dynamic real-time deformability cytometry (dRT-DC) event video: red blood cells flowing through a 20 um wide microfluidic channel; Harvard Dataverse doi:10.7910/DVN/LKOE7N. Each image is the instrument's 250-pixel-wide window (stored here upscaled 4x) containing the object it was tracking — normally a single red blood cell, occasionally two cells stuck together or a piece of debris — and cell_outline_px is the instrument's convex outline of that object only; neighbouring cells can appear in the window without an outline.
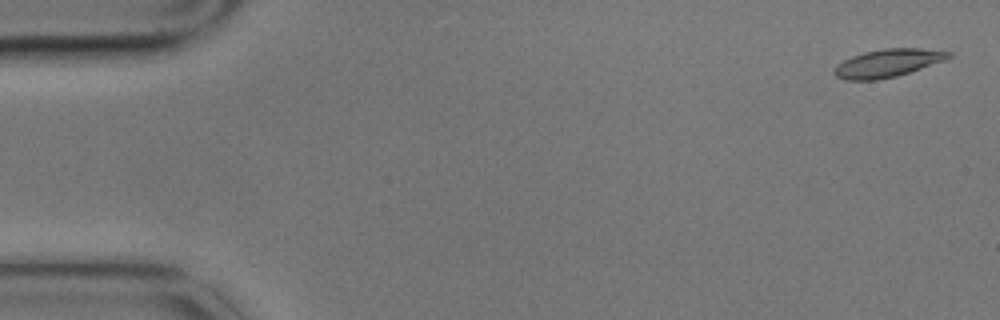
{"species": "common noctule bat (a hibernating species)", "species_latin": "Nyctalus noctula", "temperature_condition": "cold", "stored_images_in_passage": 5, "camera_frame_rate_fps": 3000, "um_per_image_px": 0.085, "animal": {"sex": "male", "body_mass_g": 17.9}, "frame": {"image": 1, "passage_image": 1, "time_ms": 0.0, "image_size_px": [1000, 320], "cell_outline_px": [[952, 56], [944, 60], [896, 76], [876, 80], [844, 80], [836, 76], [832, 72], [836, 64], [852, 56], [864, 52], [884, 48], [920, 48], [952, 52]], "centroid_in_image_um": [75.41, 5.36], "position_along_channel_um": 9.6, "area_um2": 18.5}}
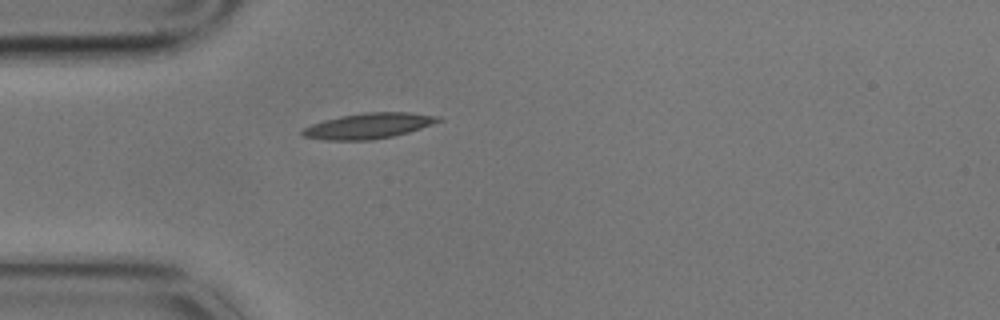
{"frame": {"image": 2, "passage_image": 5, "time_ms": 1.333, "image_size_px": [1000, 320], "cell_outline_px": [[444, 120], [408, 132], [392, 136], [372, 140], [324, 140], [304, 136], [300, 132], [304, 128], [312, 124], [324, 120], [340, 116], [364, 112], [408, 112], [440, 116]], "centroid_in_image_um": [31.34, 10.69], "position_along_channel_um": 53.7, "area_um2": 20.17}}